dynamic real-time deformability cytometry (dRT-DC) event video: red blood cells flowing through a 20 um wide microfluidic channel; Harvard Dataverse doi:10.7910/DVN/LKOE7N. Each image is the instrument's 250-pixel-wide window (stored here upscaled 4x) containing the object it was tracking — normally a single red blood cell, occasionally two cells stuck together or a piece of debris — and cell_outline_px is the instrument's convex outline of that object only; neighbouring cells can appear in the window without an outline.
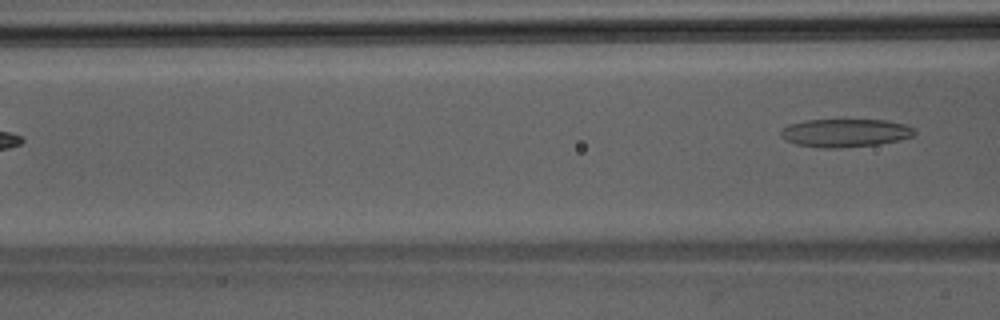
{"species": "Egyptian fruit bat (a non-hibernating species)", "species_latin": "Rousettus aegyptiacus", "temperature_condition": "room temperature", "stored_images_in_passage": 5, "camera_frame_rate_fps": 3000, "um_per_image_px": 0.085, "animal": {"sex": "male"}, "frame": {"image": 1, "passage_image": 5, "time_ms": 1.333, "image_size_px": [1000, 320], "cell_outline_px": [[916, 132], [912, 136], [900, 140], [880, 144], [840, 148], [820, 148], [796, 144], [784, 140], [780, 136], [780, 132], [788, 124], [804, 120], [888, 120], [904, 124], [912, 128]], "centroid_in_image_um": [71.81, 11.3], "position_along_channel_um": 94.8, "area_um2": 22.08}}